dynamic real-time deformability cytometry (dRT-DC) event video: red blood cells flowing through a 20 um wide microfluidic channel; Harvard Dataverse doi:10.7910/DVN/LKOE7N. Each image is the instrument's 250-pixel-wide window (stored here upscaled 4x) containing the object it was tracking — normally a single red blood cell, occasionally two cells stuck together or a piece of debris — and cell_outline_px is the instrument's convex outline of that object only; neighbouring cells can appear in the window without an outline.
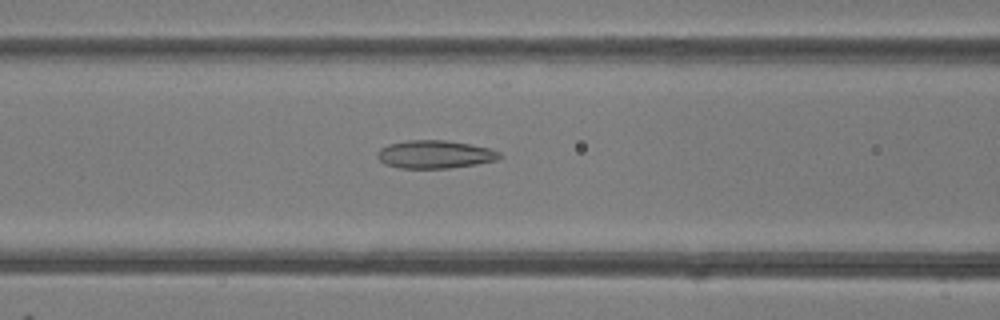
{"species": "common noctule bat (a hibernating species)", "species_latin": "Nyctalus noctula", "temperature_condition": "room temperature", "stored_images_in_passage": 30, "camera_frame_rate_fps": 3000, "um_per_image_px": 0.085, "animal": {"sex": "female"}, "frame": {"image": 1, "passage_image": 12, "time_ms": 3.667, "image_size_px": [1000, 320], "cell_outline_px": [[500, 156], [496, 160], [476, 164], [448, 168], [400, 168], [384, 164], [376, 156], [376, 152], [380, 148], [388, 144], [408, 140], [444, 140], [468, 144], [488, 148], [500, 152]], "centroid_in_image_um": [36.9, 13.12], "position_along_channel_um": 129.7, "area_um2": 19.83}}
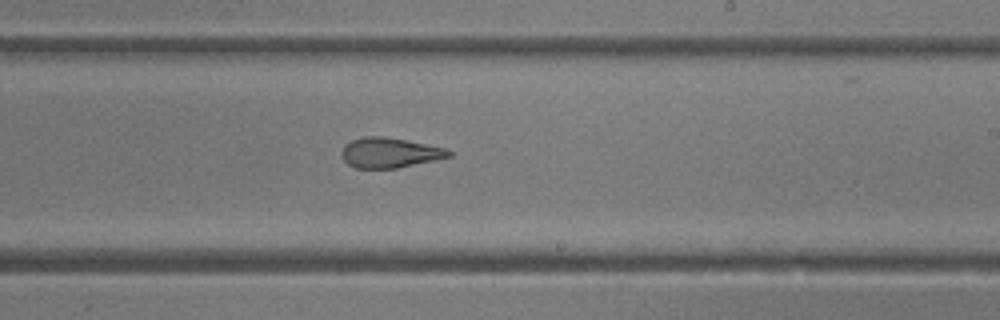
{"frame": {"image": 2, "passage_image": 21, "time_ms": 6.667, "image_size_px": [1000, 320], "cell_outline_px": [[452, 156], [436, 160], [396, 168], [356, 168], [348, 164], [340, 156], [340, 152], [344, 144], [352, 140], [364, 136], [384, 136], [448, 148], [452, 152]], "centroid_in_image_um": [33.11, 12.97], "position_along_channel_um": 255.9, "area_um2": 18.96}}
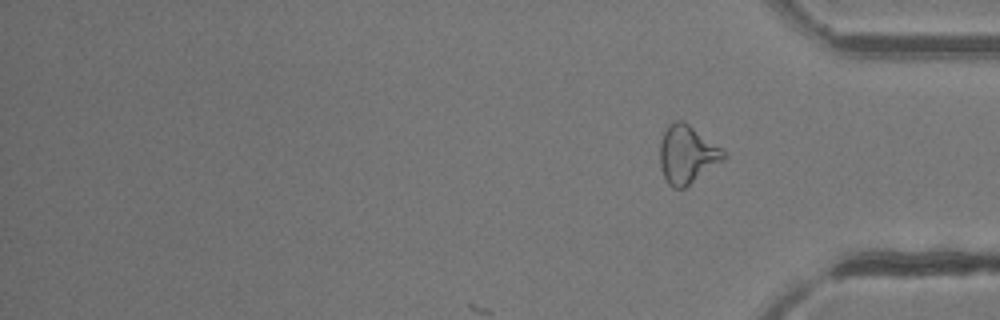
{"frame": {"image": 3, "passage_image": 30, "time_ms": 9.667, "image_size_px": [1000, 320], "cell_outline_px": [[728, 156], [724, 160], [684, 188], [672, 188], [668, 184], [664, 176], [660, 164], [660, 140], [668, 124], [672, 120], [684, 120], [720, 148]], "centroid_in_image_um": [58.38, 13.11], "position_along_channel_um": 376.8, "area_um2": 21.44}, "authors_computed_cell_mechanics": {"area_um2": 19.6231, "velocity_mm_per_s": 4.208, "shape_relaxation_time_tau1_ms": null, "shape_relaxation_time_tau2_ms": 1.6022, "deformation_change_tau1": null, "deformation_change_tau2": 0.1154}}